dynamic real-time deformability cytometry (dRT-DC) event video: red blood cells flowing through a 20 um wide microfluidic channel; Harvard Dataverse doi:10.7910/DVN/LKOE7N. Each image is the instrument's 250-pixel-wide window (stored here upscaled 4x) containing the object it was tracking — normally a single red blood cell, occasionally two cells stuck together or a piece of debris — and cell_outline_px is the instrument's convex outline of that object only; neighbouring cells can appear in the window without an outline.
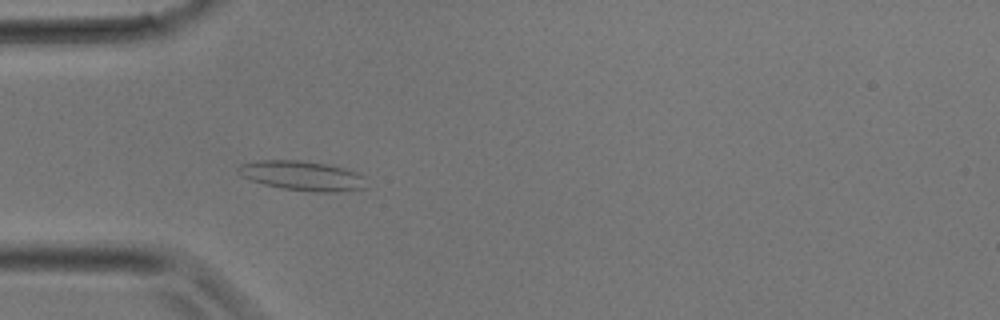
{"species": "common noctule bat (a hibernating species)", "species_latin": "Nyctalus noctula", "temperature_condition": "room temperature", "stored_images_in_passage": 32, "camera_frame_rate_fps": 3000, "um_per_image_px": 0.085, "animal": {"sex": "male", "body_mass_g": 17.9}, "frame": {"image": 1, "passage_image": 9, "time_ms": 2.667, "image_size_px": [1000, 320], "cell_outline_px": [[368, 188], [336, 192], [312, 192], [280, 188], [264, 184], [252, 180], [244, 176], [236, 168], [240, 164], [256, 160], [304, 160], [328, 164], [344, 168], [356, 172], [364, 176]], "centroid_in_image_um": [25.74, 14.93], "position_along_channel_um": 59.3, "area_um2": 22.31}}
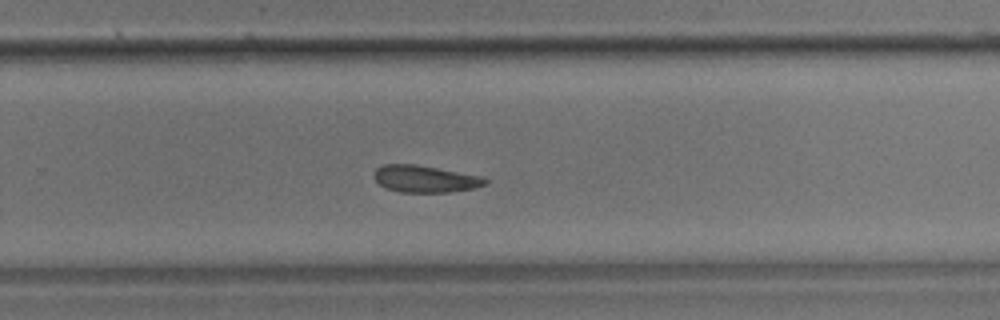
{"frame": {"image": 2, "passage_image": 21, "time_ms": 6.667, "image_size_px": [1000, 320], "cell_outline_px": [[488, 184], [476, 188], [448, 192], [400, 192], [384, 188], [372, 176], [376, 168], [384, 164], [416, 164], [480, 176], [488, 180]], "centroid_in_image_um": [36.11, 15.21], "position_along_channel_um": 293.7, "area_um2": 17.51}}
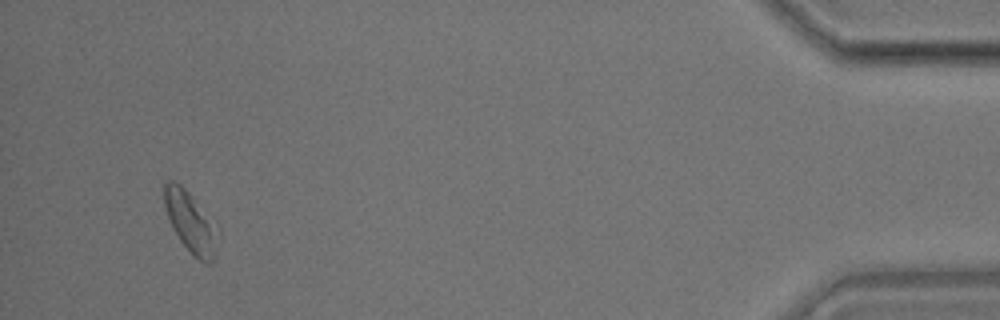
{"frame": {"image": 3, "passage_image": 31, "time_ms": 10.0, "image_size_px": [1000, 320], "cell_outline_px": [[220, 236], [216, 260], [212, 264], [204, 264], [192, 256], [180, 240], [172, 228], [164, 204], [164, 184], [168, 180], [176, 180], [220, 224]], "centroid_in_image_um": [16.31, 18.96], "position_along_channel_um": 418.9, "area_um2": 20.17}}